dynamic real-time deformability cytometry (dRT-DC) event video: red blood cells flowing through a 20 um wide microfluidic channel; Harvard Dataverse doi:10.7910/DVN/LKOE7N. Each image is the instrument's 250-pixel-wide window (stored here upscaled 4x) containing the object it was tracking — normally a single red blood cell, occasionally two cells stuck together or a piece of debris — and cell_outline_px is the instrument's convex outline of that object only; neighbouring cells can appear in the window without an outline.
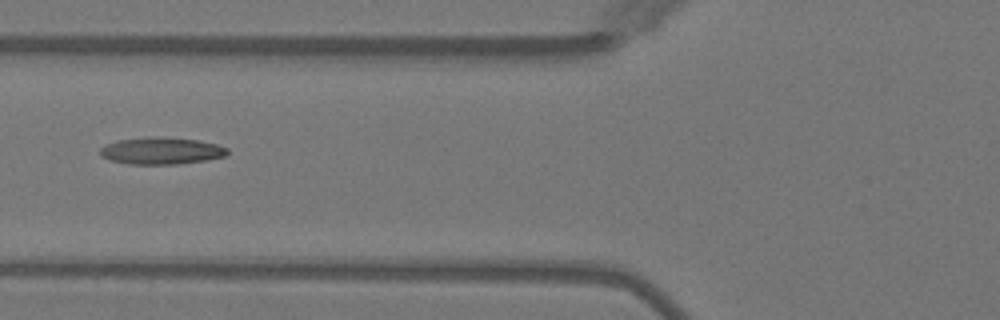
{"species": "Egyptian fruit bat (a non-hibernating species)", "species_latin": "Rousettus aegyptiacus", "temperature_condition": "warm", "stored_images_in_passage": 6, "camera_frame_rate_fps": 3000, "um_per_image_px": 0.085, "animal": {"sex": "female"}, "frame": {"image": 1, "passage_image": 6, "time_ms": 6.0, "image_size_px": [1000, 320], "cell_outline_px": [[228, 152], [224, 156], [204, 160], [176, 164], [128, 164], [108, 160], [100, 156], [100, 148], [116, 140], [148, 136], [156, 136], [196, 140], [216, 144], [228, 148]], "centroid_in_image_um": [13.65, 12.81], "position_along_channel_um": 112.1, "area_um2": 20.0}}